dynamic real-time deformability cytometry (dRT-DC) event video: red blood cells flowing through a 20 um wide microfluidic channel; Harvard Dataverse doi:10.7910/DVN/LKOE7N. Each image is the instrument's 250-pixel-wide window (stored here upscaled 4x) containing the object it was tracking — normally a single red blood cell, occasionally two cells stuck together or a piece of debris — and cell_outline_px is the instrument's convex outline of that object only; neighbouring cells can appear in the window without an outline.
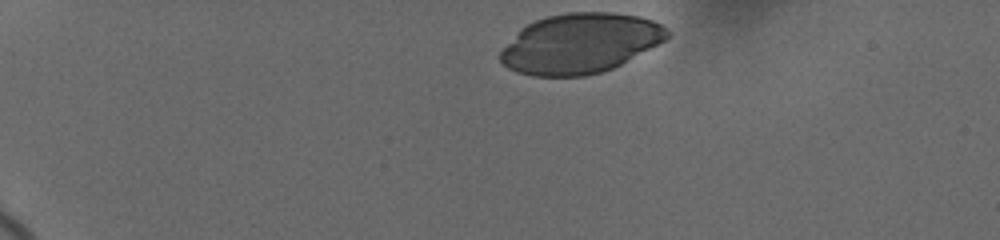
{"species": "human", "species_latin": "Homo sapiens", "temperature_condition": "cold", "stored_images_in_passage": 42, "camera_frame_rate_fps": 3000, "um_per_image_px": 0.085, "donor": {"sex": "female"}, "frame": {"image": 1, "passage_image": 1, "time_ms": 0.0, "image_size_px": [1000, 240], "cell_outline_px": [[668, 36], [664, 40], [620, 64], [612, 68], [600, 72], [584, 76], [532, 76], [516, 72], [508, 68], [500, 60], [500, 52], [520, 28], [536, 20], [548, 16], [568, 12], [612, 12], [640, 16], [652, 20], [660, 24], [668, 32]], "centroid_in_image_um": [49.27, 3.68], "position_along_channel_um": 35.7, "area_um2": 57.68}}